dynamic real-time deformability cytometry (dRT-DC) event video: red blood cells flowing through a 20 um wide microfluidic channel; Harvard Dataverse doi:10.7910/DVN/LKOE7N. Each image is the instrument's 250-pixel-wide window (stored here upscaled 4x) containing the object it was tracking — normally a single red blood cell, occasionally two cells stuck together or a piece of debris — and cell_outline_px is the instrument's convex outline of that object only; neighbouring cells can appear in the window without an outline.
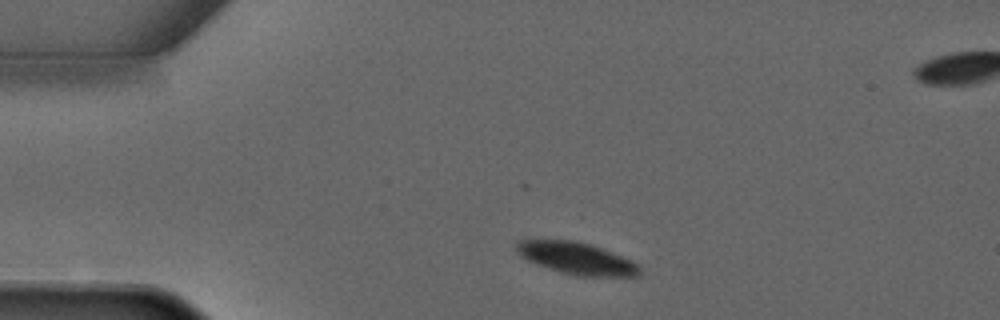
{"species": "common noctule bat (a hibernating species)", "species_latin": "Nyctalus noctula", "temperature_condition": "warm", "stored_images_in_passage": 5, "segment_of_instrument_passage": [2, 2], "camera_frame_rate_fps": 3000, "um_per_image_px": 0.085, "animal": {"sex": "male", "forearm_length_mm": 52.5}, "frame": {"image": 1, "passage_image": 5, "time_ms": 5.333, "image_size_px": [1000, 320], "cell_outline_px": [[640, 276], [580, 276], [564, 272], [536, 264], [520, 256], [516, 248], [516, 240], [576, 240], [592, 244], [632, 260], [640, 268]], "centroid_in_image_um": [49.02, 21.94], "position_along_channel_um": 36.0, "area_um2": 22.77}}